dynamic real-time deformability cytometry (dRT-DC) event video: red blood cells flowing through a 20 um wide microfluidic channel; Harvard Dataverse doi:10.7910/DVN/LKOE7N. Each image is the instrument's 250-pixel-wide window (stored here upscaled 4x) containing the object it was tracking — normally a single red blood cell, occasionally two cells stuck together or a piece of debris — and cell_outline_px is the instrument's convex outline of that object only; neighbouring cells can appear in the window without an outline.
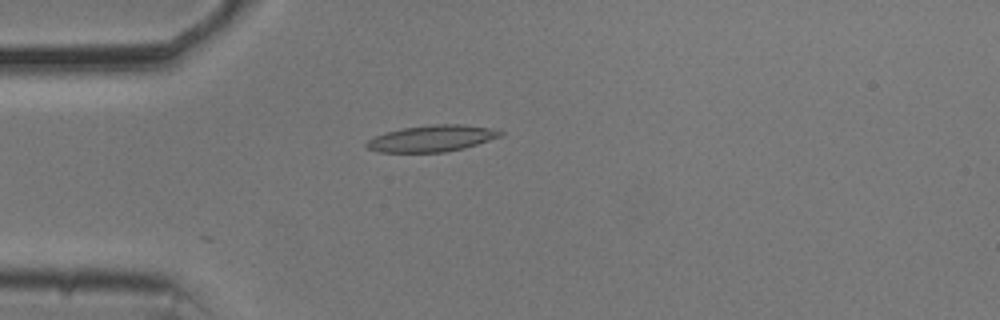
{"species": "common noctule bat (a hibernating species)", "species_latin": "Nyctalus noctula", "temperature_condition": "cold", "stored_images_in_passage": 41, "camera_frame_rate_fps": 3000, "um_per_image_px": 0.085, "animal": {"sex": "male", "body_mass_g": 20.5, "forearm_length_mm": 52.5}, "frame": {"image": 1, "passage_image": 1, "time_ms": 0.0, "image_size_px": [1000, 320], "cell_outline_px": [[504, 132], [500, 136], [464, 148], [444, 152], [376, 152], [368, 148], [364, 144], [368, 140], [384, 132], [404, 128], [432, 124], [464, 124], [488, 128]], "centroid_in_image_um": [36.66, 11.77], "position_along_channel_um": 48.3, "area_um2": 20.4}}
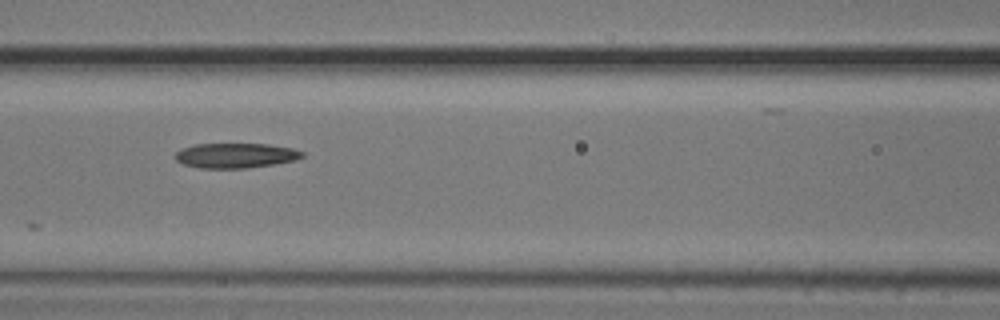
{"frame": {"image": 2, "passage_image": 10, "time_ms": 3.0, "image_size_px": [1000, 320], "cell_outline_px": [[304, 156], [296, 160], [276, 164], [248, 168], [200, 168], [184, 164], [176, 160], [176, 152], [180, 148], [196, 144], [268, 144], [292, 148], [304, 152]], "centroid_in_image_um": [20.05, 13.22], "position_along_channel_um": 146.5, "area_um2": 18.5}}
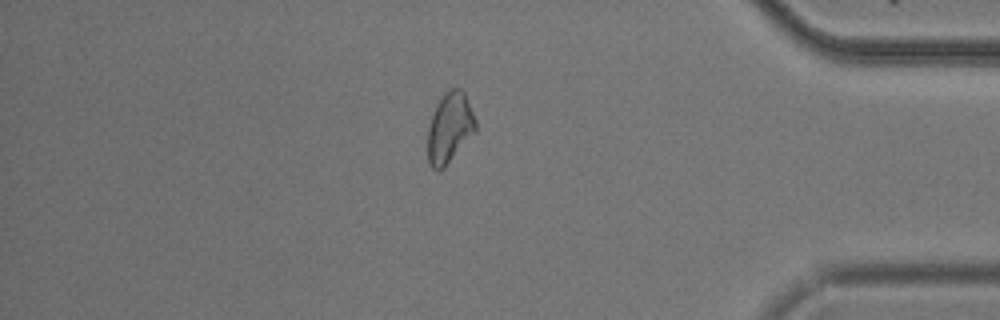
{"frame": {"image": 3, "passage_image": 33, "time_ms": 10.667, "image_size_px": [1000, 320], "cell_outline_px": [[476, 132], [444, 168], [436, 172], [428, 164], [428, 124], [432, 112], [436, 104], [444, 92], [452, 88], [460, 88], [464, 92], [476, 120]], "centroid_in_image_um": [38.21, 10.88], "position_along_channel_um": 397.0, "area_um2": 19.94}}